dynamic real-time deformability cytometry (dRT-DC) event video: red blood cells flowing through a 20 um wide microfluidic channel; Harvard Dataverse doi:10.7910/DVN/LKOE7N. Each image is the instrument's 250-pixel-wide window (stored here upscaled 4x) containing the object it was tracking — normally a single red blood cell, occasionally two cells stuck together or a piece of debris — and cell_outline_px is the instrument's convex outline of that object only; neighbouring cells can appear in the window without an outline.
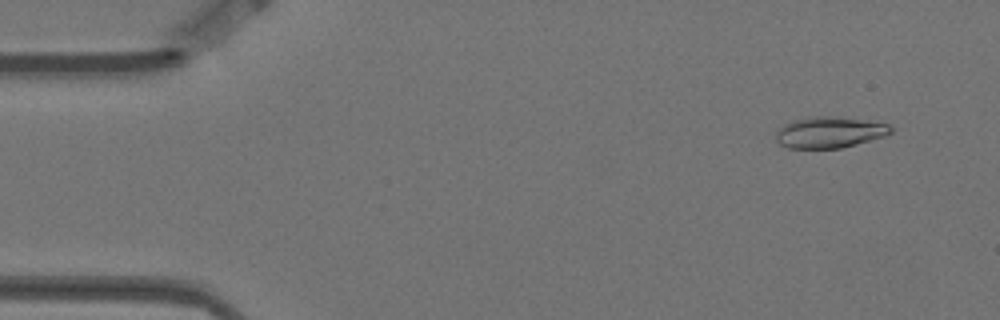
{"species": "Egyptian fruit bat (a non-hibernating species)", "species_latin": "Rousettus aegyptiacus", "temperature_condition": "warm", "stored_images_in_passage": 5, "camera_frame_rate_fps": 3000, "um_per_image_px": 0.085, "animal": {"sex": "female"}, "frame": {"image": 1, "passage_image": 2, "time_ms": 0.333, "image_size_px": [1000, 320], "cell_outline_px": [[892, 132], [884, 136], [872, 140], [840, 148], [788, 148], [780, 144], [776, 140], [776, 132], [784, 124], [792, 120], [816, 116], [828, 116], [860, 120], [888, 124], [892, 128]], "centroid_in_image_um": [70.48, 11.26], "position_along_channel_um": 14.5, "area_um2": 20.58}}